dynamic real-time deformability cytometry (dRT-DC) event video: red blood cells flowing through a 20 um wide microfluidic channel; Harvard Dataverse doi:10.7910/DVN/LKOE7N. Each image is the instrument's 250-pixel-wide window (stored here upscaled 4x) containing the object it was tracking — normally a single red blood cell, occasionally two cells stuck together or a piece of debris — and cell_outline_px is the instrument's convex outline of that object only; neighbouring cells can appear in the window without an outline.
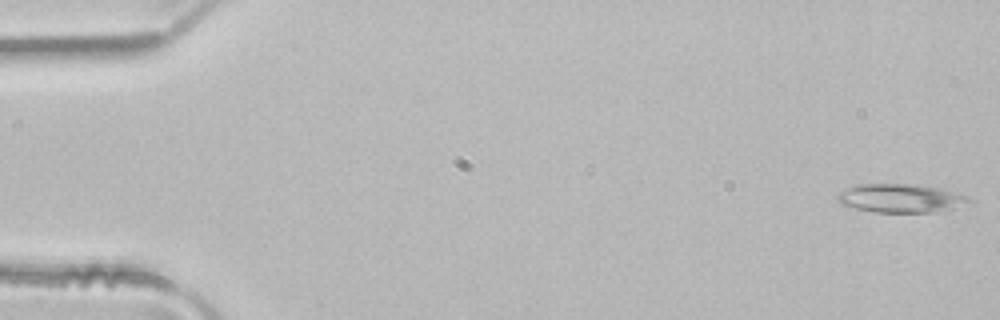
{"species": "common noctule bat (a hibernating species)", "species_latin": "Nyctalus noctula", "temperature_condition": "room temperature", "stored_images_in_passage": 4, "camera_frame_rate_fps": 3000, "um_per_image_px": 0.085, "animal": {"sex": "male", "body_mass_g": 21.5, "forearm_length_mm": 52.0}, "frame": {"image": 1, "passage_image": 1, "time_ms": 0.0, "image_size_px": [1000, 320], "cell_outline_px": [[972, 200], [936, 212], [876, 212], [856, 208], [840, 204], [836, 196], [840, 192], [856, 184], [908, 184], [936, 188], [968, 196]], "centroid_in_image_um": [76.45, 16.85], "position_along_channel_um": 8.5, "area_um2": 21.21}}
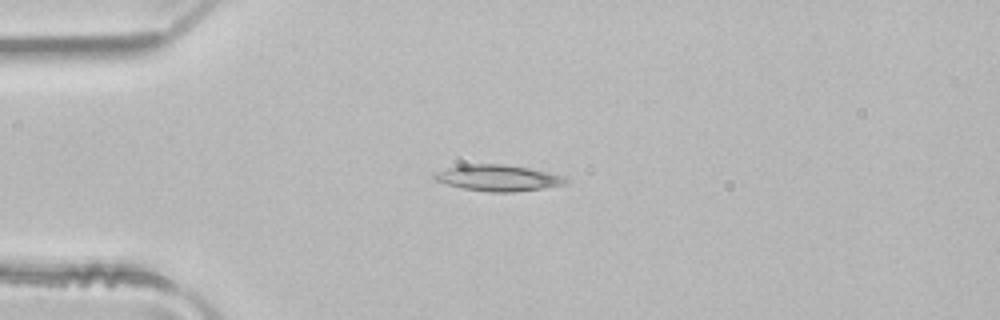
{"frame": {"image": 2, "passage_image": 3, "time_ms": 0.667, "image_size_px": [1000, 320], "cell_outline_px": [[568, 184], [512, 192], [488, 192], [460, 188], [436, 180], [432, 176], [436, 172], [444, 168], [464, 164], [504, 164], [528, 168], [564, 176], [568, 180]], "centroid_in_image_um": [42.3, 15.12], "position_along_channel_um": 42.7, "area_um2": 19.94}}
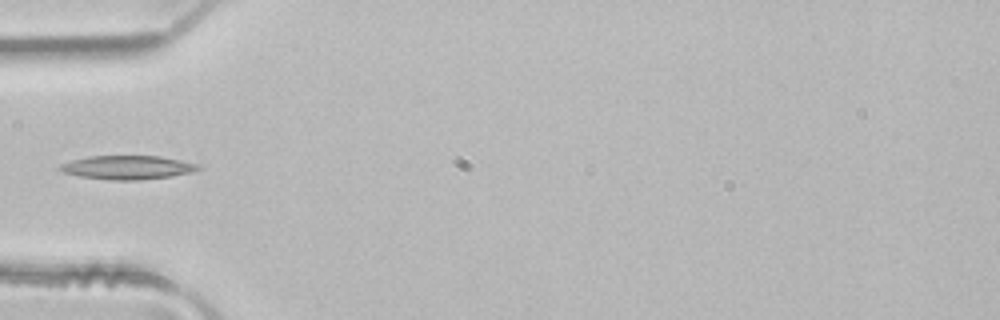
{"frame": {"image": 3, "passage_image": 4, "time_ms": 1.0, "image_size_px": [1000, 320], "cell_outline_px": [[200, 168], [192, 172], [172, 176], [140, 180], [108, 180], [80, 176], [64, 172], [56, 168], [60, 164], [72, 160], [88, 156], [160, 156], [180, 160], [196, 164]], "centroid_in_image_um": [10.79, 14.23], "position_along_channel_um": 74.2, "area_um2": 19.07}}